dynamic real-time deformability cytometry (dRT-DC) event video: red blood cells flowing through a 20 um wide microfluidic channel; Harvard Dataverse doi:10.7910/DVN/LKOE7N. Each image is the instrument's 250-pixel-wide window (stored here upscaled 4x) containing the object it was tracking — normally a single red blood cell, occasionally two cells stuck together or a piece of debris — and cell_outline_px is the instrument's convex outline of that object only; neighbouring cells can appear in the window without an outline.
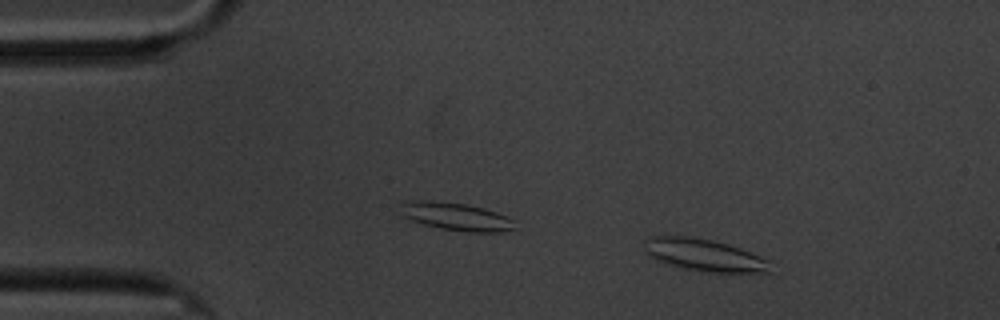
{"species": "common noctule bat (a hibernating species)", "species_latin": "Nyctalus noctula", "temperature_condition": "cold", "stored_images_in_passage": 4, "camera_frame_rate_fps": 3000, "um_per_image_px": 0.085, "animal": {"sex": "male", "body_mass_g": 20.1, "forearm_length_mm": 53.5}, "frame": {"image": 1, "passage_image": 2, "time_ms": 1.333, "image_size_px": [1000, 320], "cell_outline_px": [[772, 272], [704, 272], [680, 268], [664, 264], [648, 256], [644, 252], [644, 240], [648, 236], [688, 236], [712, 240], [728, 244], [740, 248], [772, 260]], "centroid_in_image_um": [59.84, 21.69], "position_along_channel_um": 25.2, "area_um2": 24.22}}